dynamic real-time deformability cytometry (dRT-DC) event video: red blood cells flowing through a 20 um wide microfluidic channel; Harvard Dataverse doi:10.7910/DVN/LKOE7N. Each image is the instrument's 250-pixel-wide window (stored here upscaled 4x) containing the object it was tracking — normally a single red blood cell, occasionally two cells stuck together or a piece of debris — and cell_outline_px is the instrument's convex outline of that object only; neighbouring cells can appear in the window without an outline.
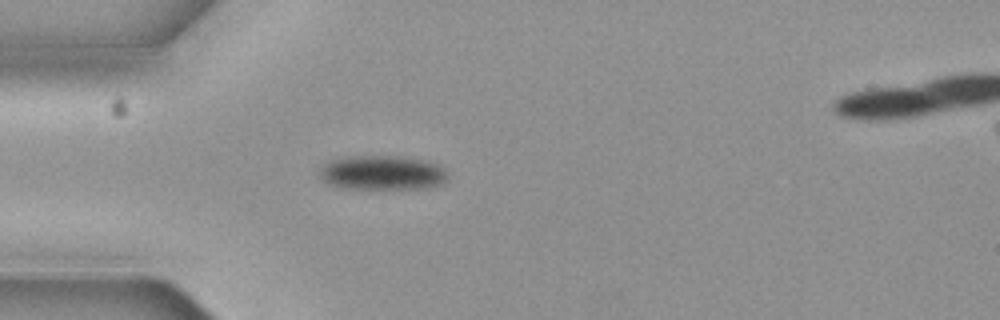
{"species": "common noctule bat (a hibernating species)", "species_latin": "Nyctalus noctula", "temperature_condition": "cold", "stored_images_in_passage": 5, "camera_frame_rate_fps": 3000, "um_per_image_px": 0.085, "animal": {"sex": "female", "body_mass_g": 19.3, "forearm_length_mm": 54.1}, "frame": {"image": 1, "passage_image": 4, "time_ms": 1.0, "image_size_px": [1000, 320], "cell_outline_px": [[448, 176], [444, 184], [428, 188], [344, 188], [332, 184], [324, 180], [320, 176], [320, 168], [324, 164], [332, 160], [344, 156], [396, 156], [420, 160], [440, 164], [448, 172]], "centroid_in_image_um": [32.55, 14.68], "position_along_channel_um": 52.5, "area_um2": 25.61}}